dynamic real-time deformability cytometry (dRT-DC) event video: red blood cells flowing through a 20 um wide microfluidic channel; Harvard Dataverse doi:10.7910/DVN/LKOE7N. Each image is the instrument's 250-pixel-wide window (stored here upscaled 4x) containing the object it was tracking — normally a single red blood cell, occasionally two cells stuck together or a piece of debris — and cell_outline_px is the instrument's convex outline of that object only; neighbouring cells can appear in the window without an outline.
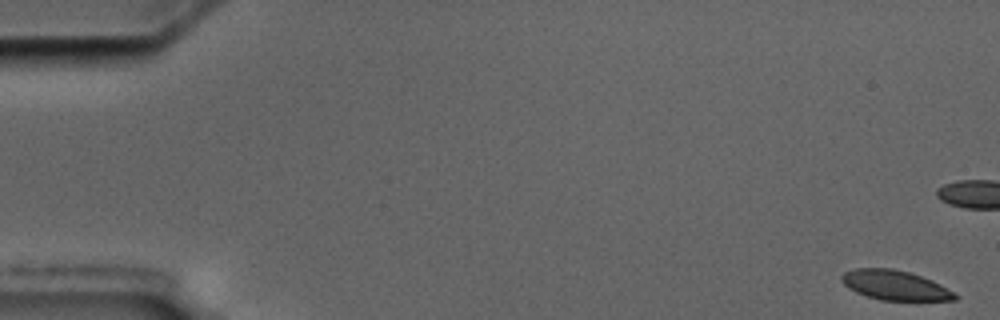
{"species": "common noctule bat (a hibernating species)", "species_latin": "Nyctalus noctula", "temperature_condition": "cold", "stored_images_in_passage": 7, "camera_frame_rate_fps": 3000, "um_per_image_px": 0.085, "animal": {"sex": "male", "body_mass_g": 17.5, "forearm_length_mm": 52.3}, "frame": {"image": 1, "passage_image": 1, "time_ms": 0.0, "image_size_px": [1000, 320], "cell_outline_px": [[960, 296], [956, 300], [880, 300], [856, 292], [848, 288], [840, 280], [840, 276], [844, 272], [856, 268], [892, 268], [908, 272], [932, 280], [940, 284]], "centroid_in_image_um": [76.06, 24.24], "position_along_channel_um": 8.9, "area_um2": 19.54}}